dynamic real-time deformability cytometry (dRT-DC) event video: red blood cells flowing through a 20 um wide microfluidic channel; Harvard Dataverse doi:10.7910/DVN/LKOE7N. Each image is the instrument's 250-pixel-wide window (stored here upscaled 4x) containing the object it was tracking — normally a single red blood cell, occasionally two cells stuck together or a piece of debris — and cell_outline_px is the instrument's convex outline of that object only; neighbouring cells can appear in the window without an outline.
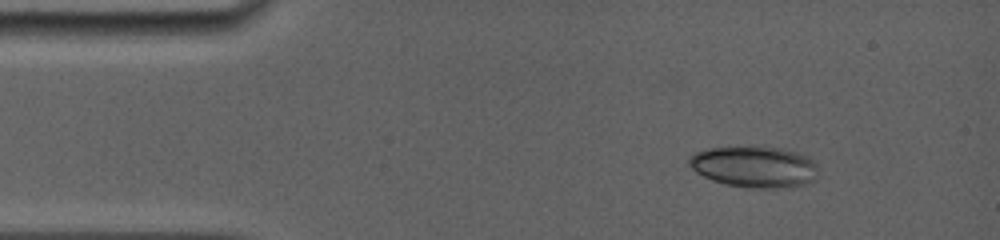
{"species": "common noctule bat (a hibernating species)", "species_latin": "Nyctalus noctula", "temperature_condition": "room temperature", "stored_images_in_passage": 6, "camera_frame_rate_fps": 5000, "um_per_image_px": 0.085, "animal": {"sex": "female", "body_mass_g": 19.0, "forearm_length_mm": 56.7}, "frame": {"image": 1, "passage_image": 1, "time_ms": 0.0, "image_size_px": [1000, 240], "cell_outline_px": [[816, 180], [804, 184], [788, 188], [748, 188], [724, 184], [712, 180], [696, 172], [688, 164], [688, 160], [696, 152], [708, 148], [744, 144], [784, 148], [804, 152], [816, 164]], "centroid_in_image_um": [64.15, 14.14], "position_along_channel_um": 20.9, "area_um2": 32.14}}
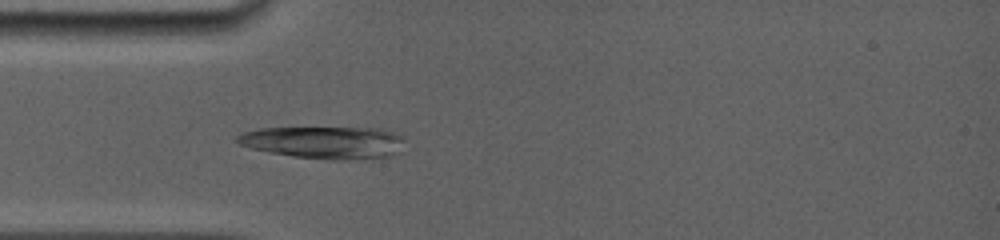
{"frame": {"image": 2, "passage_image": 6, "time_ms": 2.6, "image_size_px": [1000, 240], "cell_outline_px": [[404, 140], [396, 152], [388, 156], [336, 160], [332, 160], [292, 156], [268, 152], [252, 148], [240, 144], [236, 140], [236, 136], [240, 132], [260, 128], [380, 128], [396, 132], [404, 136]], "centroid_in_image_um": [27.52, 12.09], "position_along_channel_um": 57.5, "area_um2": 31.39}}